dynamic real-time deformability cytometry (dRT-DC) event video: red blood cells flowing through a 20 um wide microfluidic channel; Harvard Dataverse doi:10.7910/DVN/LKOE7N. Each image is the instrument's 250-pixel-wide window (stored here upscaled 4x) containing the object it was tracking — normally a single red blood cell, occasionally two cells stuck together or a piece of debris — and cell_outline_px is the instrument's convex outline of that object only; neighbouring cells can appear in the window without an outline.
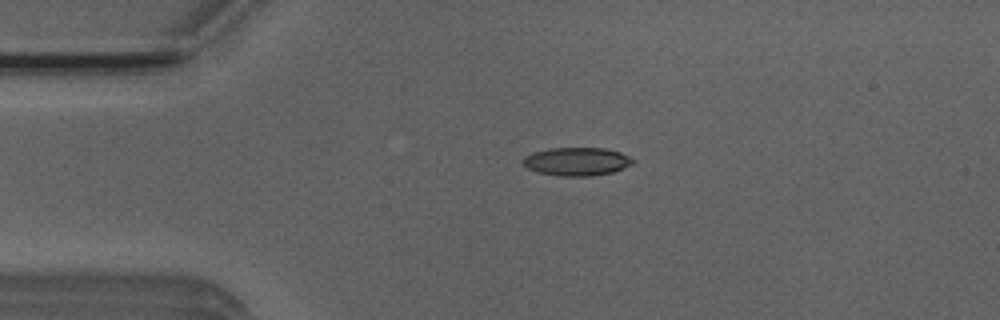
{"species": "Egyptian fruit bat (a non-hibernating species)", "species_latin": "Rousettus aegyptiacus", "temperature_condition": "room temperature", "stored_images_in_passage": 42, "camera_frame_rate_fps": 3000, "um_per_image_px": 0.085, "animal": {"sex": "male"}, "frame": {"image": 1, "passage_image": 1, "time_ms": 0.0, "image_size_px": [1000, 320], "cell_outline_px": [[636, 160], [632, 164], [624, 168], [612, 172], [588, 176], [560, 176], [536, 172], [528, 168], [520, 160], [524, 156], [532, 152], [548, 148], [604, 148], [620, 152]], "centroid_in_image_um": [48.99, 13.72], "position_along_channel_um": 36.0, "area_um2": 18.21}}
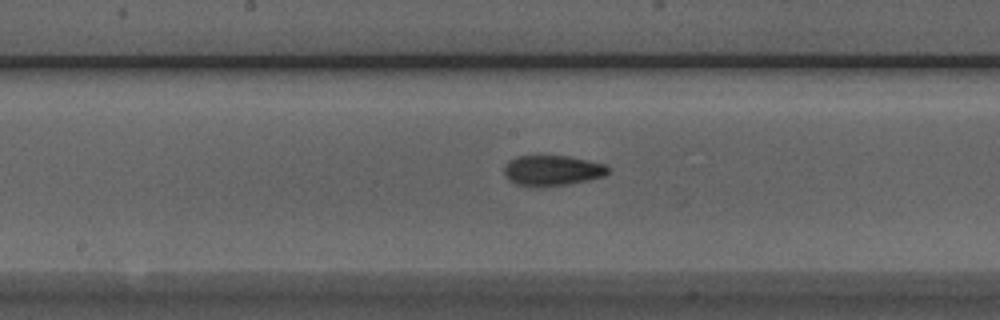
{"frame": {"image": 2, "passage_image": 16, "time_ms": 5.0, "image_size_px": [1000, 320], "cell_outline_px": [[612, 168], [604, 176], [588, 180], [568, 184], [536, 188], [532, 188], [516, 184], [508, 180], [504, 176], [504, 164], [508, 160], [516, 156], [568, 156], [604, 164]], "centroid_in_image_um": [46.89, 14.51], "position_along_channel_um": 201.3, "area_um2": 18.79}}
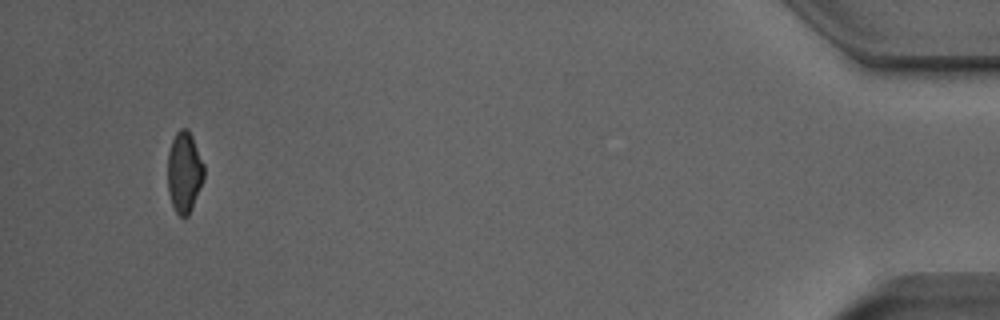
{"frame": {"image": 3, "passage_image": 39, "time_ms": 12.667, "image_size_px": [1000, 320], "cell_outline_px": [[204, 176], [192, 208], [188, 216], [184, 220], [176, 212], [172, 204], [168, 192], [168, 152], [172, 140], [176, 132], [180, 128], [188, 128], [192, 136], [204, 164]], "centroid_in_image_um": [15.66, 14.63], "position_along_channel_um": 419.5, "area_um2": 17.17}}